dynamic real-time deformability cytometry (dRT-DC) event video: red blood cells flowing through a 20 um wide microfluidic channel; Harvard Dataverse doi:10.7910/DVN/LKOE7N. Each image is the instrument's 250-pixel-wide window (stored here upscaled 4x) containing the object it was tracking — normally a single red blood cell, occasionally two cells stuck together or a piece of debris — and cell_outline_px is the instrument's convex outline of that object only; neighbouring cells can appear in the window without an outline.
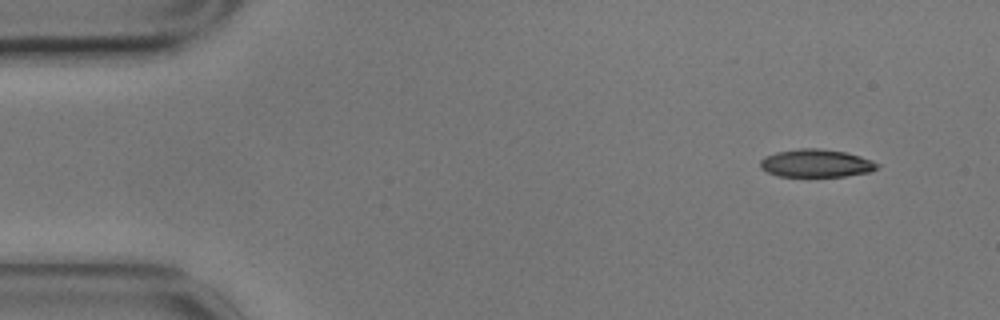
{"species": "common noctule bat (a hibernating species)", "species_latin": "Nyctalus noctula", "temperature_condition": "cold", "stored_images_in_passage": 56, "camera_frame_rate_fps": 3000, "um_per_image_px": 0.085, "animal": {"sex": "male", "body_mass_g": 17.9}, "frame": {"image": 1, "passage_image": 4, "time_ms": 1.0, "image_size_px": [1000, 320], "cell_outline_px": [[880, 168], [872, 172], [844, 176], [776, 176], [760, 168], [760, 160], [764, 156], [776, 152], [800, 148], [820, 148], [844, 152], [860, 156], [872, 160], [880, 164]], "centroid_in_image_um": [69.39, 13.88], "position_along_channel_um": 15.6, "area_um2": 19.19}}
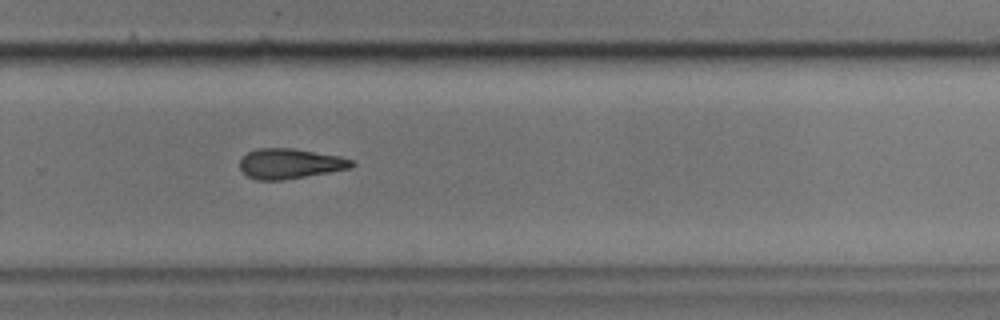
{"frame": {"image": 2, "passage_image": 37, "time_ms": 12.0, "image_size_px": [1000, 320], "cell_outline_px": [[356, 164], [352, 168], [284, 180], [256, 180], [248, 176], [240, 168], [240, 160], [248, 152], [260, 148], [292, 148], [340, 156], [352, 160]], "centroid_in_image_um": [24.67, 13.91], "position_along_channel_um": 305.1, "area_um2": 19.59}}
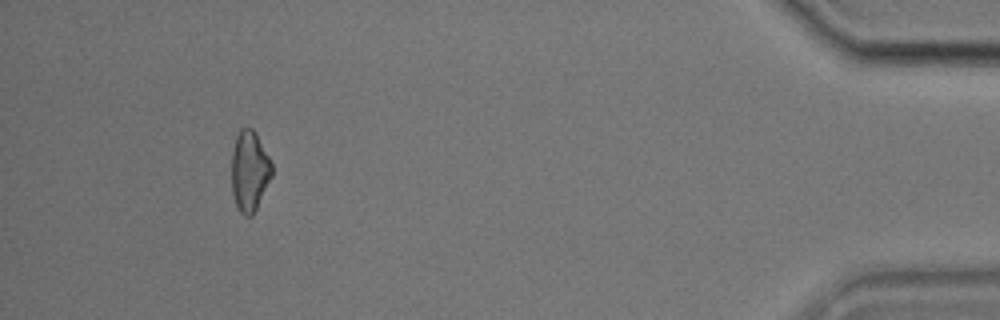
{"frame": {"image": 3, "passage_image": 52, "time_ms": 17.0, "image_size_px": [1000, 320], "cell_outline_px": [[272, 176], [252, 216], [244, 216], [240, 212], [236, 204], [232, 192], [232, 152], [236, 136], [240, 128], [252, 128], [256, 132], [272, 164]], "centroid_in_image_um": [21.2, 14.52], "position_along_channel_um": 414.0, "area_um2": 18.79}, "authors_computed_cell_mechanics": {"area_um2": 19.7676, "velocity_mm_per_s": 3.4919, "shape_relaxation_time_tau1_ms": null, "shape_relaxation_time_tau2_ms": 9.4511, "deformation_change_tau1": null, "deformation_change_tau2": 0.229}}